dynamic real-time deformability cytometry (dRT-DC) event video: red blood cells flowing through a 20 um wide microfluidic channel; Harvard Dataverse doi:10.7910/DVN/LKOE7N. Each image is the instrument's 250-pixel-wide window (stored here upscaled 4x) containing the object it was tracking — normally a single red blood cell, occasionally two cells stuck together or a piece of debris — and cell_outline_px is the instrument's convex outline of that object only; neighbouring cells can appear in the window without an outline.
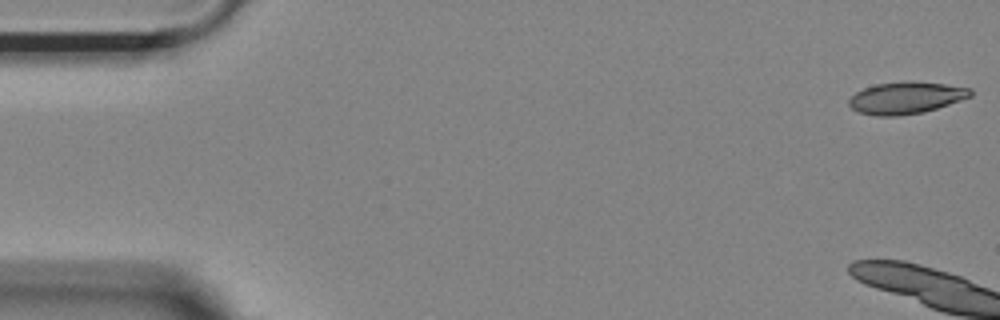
{"species": "Egyptian fruit bat (a non-hibernating species)", "species_latin": "Rousettus aegyptiacus", "temperature_condition": "room temperature", "stored_images_in_passage": 4, "camera_frame_rate_fps": 3000, "um_per_image_px": 0.085, "animal": {"sex": "female"}, "frame": {"image": 1, "passage_image": 1, "time_ms": 0.0, "image_size_px": [1000, 320], "cell_outline_px": [[972, 96], [924, 112], [896, 116], [876, 116], [856, 112], [848, 104], [848, 100], [856, 92], [864, 88], [876, 84], [904, 80], [912, 80], [944, 84], [972, 88]], "centroid_in_image_um": [76.98, 8.3], "position_along_channel_um": 8.0, "area_um2": 22.83}}